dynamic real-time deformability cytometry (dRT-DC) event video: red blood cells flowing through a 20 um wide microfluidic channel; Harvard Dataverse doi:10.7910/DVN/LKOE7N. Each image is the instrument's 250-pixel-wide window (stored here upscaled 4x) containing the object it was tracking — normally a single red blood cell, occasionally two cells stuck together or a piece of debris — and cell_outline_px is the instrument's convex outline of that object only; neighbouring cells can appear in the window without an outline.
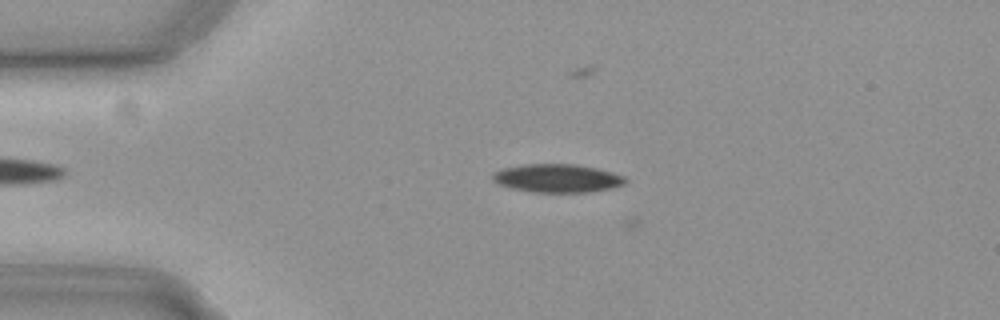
{"species": "common noctule bat (a hibernating species)", "species_latin": "Nyctalus noctula", "temperature_condition": "cold", "stored_images_in_passage": 3, "camera_frame_rate_fps": 3000, "um_per_image_px": 0.085, "animal": {"sex": "female", "body_mass_g": 19.3, "forearm_length_mm": 54.1}, "frame": {"image": 1, "passage_image": 2, "time_ms": 0.333, "image_size_px": [1000, 320], "cell_outline_px": [[628, 180], [624, 184], [612, 188], [588, 192], [532, 192], [512, 188], [500, 184], [492, 180], [492, 176], [496, 172], [504, 168], [524, 164], [572, 164], [596, 168], [612, 172], [624, 176]], "centroid_in_image_um": [47.4, 15.15], "position_along_channel_um": 37.6, "area_um2": 21.73}}